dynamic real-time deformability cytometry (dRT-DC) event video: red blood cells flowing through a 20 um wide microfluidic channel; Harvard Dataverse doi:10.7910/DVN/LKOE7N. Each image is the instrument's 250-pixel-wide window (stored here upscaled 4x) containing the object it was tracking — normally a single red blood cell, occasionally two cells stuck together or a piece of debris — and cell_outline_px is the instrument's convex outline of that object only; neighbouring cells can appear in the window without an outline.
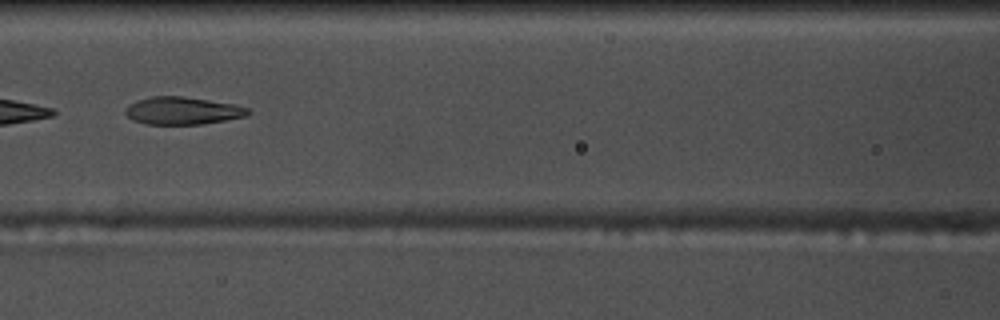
{"species": "common noctule bat (a hibernating species)", "species_latin": "Nyctalus noctula", "temperature_condition": "warm", "stored_images_in_passage": 21, "camera_frame_rate_fps": 3000, "um_per_image_px": 0.085, "animal": {"sex": "male", "body_mass_g": 17.5, "forearm_length_mm": 52.3}, "frame": {"image": 1, "passage_image": 10, "time_ms": 3.0, "image_size_px": [1000, 320], "cell_outline_px": [[252, 112], [248, 116], [204, 124], [144, 124], [132, 120], [124, 112], [124, 108], [128, 104], [136, 100], [152, 96], [180, 96], [208, 100], [232, 104], [248, 108]], "centroid_in_image_um": [15.49, 9.42], "position_along_channel_um": 151.1, "area_um2": 19.83}}